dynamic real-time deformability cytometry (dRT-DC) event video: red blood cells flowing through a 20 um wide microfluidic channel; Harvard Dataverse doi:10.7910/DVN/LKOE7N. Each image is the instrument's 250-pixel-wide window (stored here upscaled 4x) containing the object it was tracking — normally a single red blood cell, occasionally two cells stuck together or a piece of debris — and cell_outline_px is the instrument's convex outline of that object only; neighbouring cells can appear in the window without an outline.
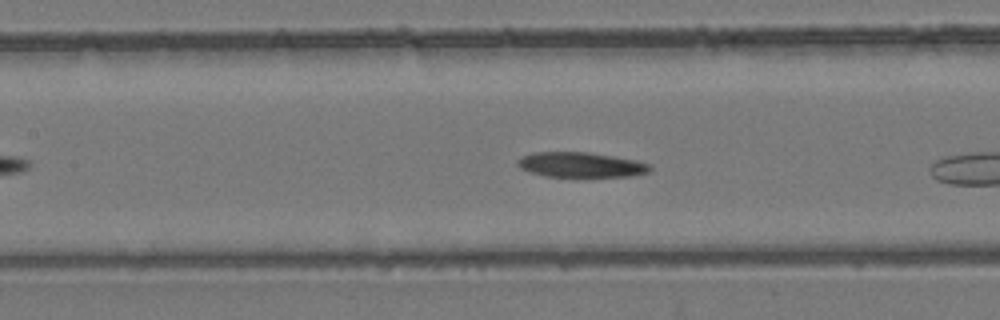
{"species": "common noctule bat (a hibernating species)", "species_latin": "Nyctalus noctula", "temperature_condition": "room temperature", "stored_images_in_passage": 9, "camera_frame_rate_fps": 3000, "um_per_image_px": 0.085, "animal": {"sex": "female", "body_mass_g": 24.6, "forearm_length_mm": 56.2}, "frame": {"image": 1, "passage_image": 8, "time_ms": 2.333, "image_size_px": [1000, 320], "cell_outline_px": [[652, 172], [632, 176], [544, 176], [528, 172], [520, 168], [516, 164], [516, 160], [524, 156], [536, 152], [588, 152], [636, 160], [652, 164]], "centroid_in_image_um": [49.4, 14.01], "position_along_channel_um": 158.0, "area_um2": 19.36}}